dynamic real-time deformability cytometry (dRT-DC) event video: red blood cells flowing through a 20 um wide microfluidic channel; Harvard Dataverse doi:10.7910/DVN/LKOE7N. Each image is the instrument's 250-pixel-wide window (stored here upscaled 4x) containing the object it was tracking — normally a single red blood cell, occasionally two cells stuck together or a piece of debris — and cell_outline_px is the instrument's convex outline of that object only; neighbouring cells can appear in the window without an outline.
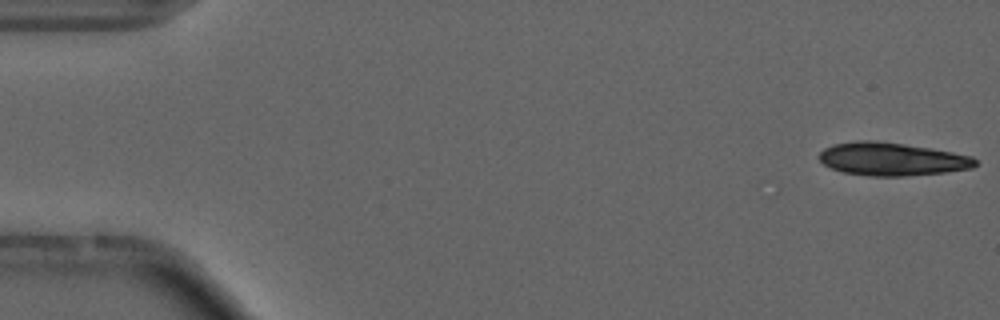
{"species": "common noctule bat (a hibernating species)", "species_latin": "Nyctalus noctula", "temperature_condition": "cold", "stored_images_in_passage": 26, "camera_frame_rate_fps": 3000, "um_per_image_px": 0.085, "animal": {"sex": "male", "forearm_length_mm": 52.5}, "frame": {"image": 1, "passage_image": 1, "time_ms": 0.0, "image_size_px": [1000, 320], "cell_outline_px": [[976, 164], [972, 168], [944, 172], [904, 176], [872, 176], [844, 172], [832, 168], [824, 164], [820, 160], [820, 152], [824, 148], [832, 144], [856, 140], [876, 140], [904, 144], [952, 152], [972, 156], [976, 160]], "centroid_in_image_um": [75.79, 13.51], "position_along_channel_um": 9.2, "area_um2": 29.88}}